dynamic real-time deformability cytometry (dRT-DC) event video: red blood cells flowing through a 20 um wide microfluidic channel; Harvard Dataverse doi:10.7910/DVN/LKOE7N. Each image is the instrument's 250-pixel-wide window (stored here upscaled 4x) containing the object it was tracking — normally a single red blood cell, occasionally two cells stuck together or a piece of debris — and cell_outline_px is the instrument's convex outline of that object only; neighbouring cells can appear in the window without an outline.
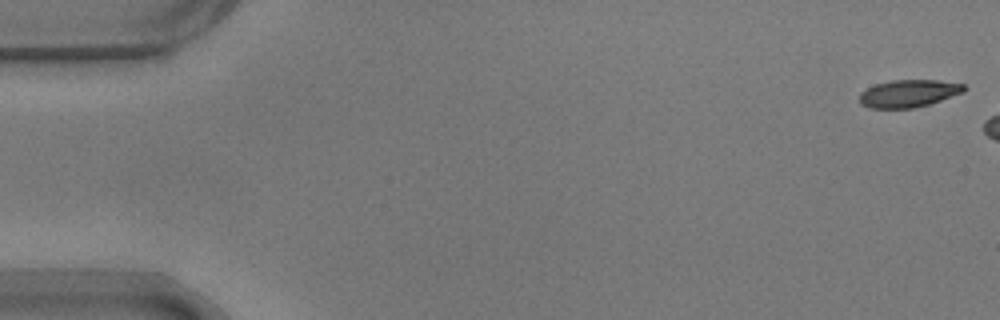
{"species": "common noctule bat (a hibernating species)", "species_latin": "Nyctalus noctula", "temperature_condition": "warm", "stored_images_in_passage": 7, "camera_frame_rate_fps": 3000, "um_per_image_px": 0.085, "animal": {"sex": "male", "body_mass_g": 17.9}, "frame": {"image": 1, "passage_image": 1, "time_ms": 0.0, "image_size_px": [1000, 320], "cell_outline_px": [[968, 88], [964, 92], [928, 104], [912, 108], [868, 108], [860, 104], [860, 92], [876, 84], [892, 80], [940, 80], [964, 84]], "centroid_in_image_um": [77.24, 7.94], "position_along_channel_um": 7.8, "area_um2": 16.7}}